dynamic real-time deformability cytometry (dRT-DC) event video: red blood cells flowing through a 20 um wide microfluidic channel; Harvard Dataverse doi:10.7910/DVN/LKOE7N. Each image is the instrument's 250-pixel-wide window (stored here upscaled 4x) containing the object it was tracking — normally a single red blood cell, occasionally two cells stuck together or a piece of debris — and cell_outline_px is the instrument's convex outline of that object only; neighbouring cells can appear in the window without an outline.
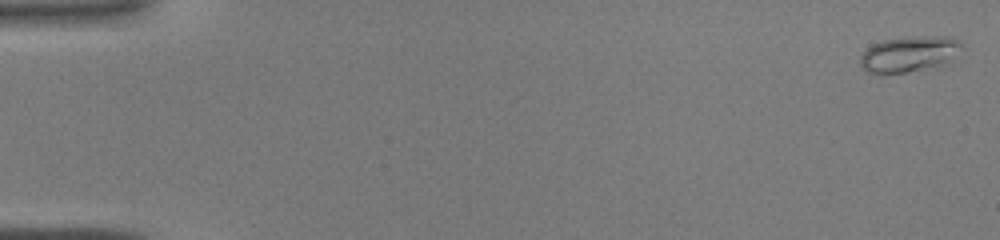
{"species": "common noctule bat (a hibernating species)", "species_latin": "Nyctalus noctula", "temperature_condition": "warm", "stored_images_in_passage": 44, "camera_frame_rate_fps": 3000, "um_per_image_px": 0.085, "animal": {"sex": "male", "body_mass_g": 19.0, "forearm_length_mm": 50.8}, "frame": {"image": 1, "passage_image": 1, "time_ms": 0.0, "image_size_px": [1000, 240], "cell_outline_px": [[964, 44], [952, 60], [940, 64], [908, 72], [868, 72], [860, 68], [860, 56], [872, 44], [884, 40], [924, 36], [952, 36], [960, 40]], "centroid_in_image_um": [77.31, 4.57], "position_along_channel_um": 7.7, "area_um2": 20.81}}
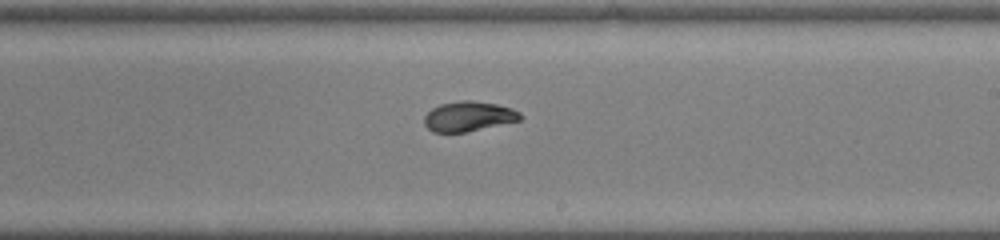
{"frame": {"image": 2, "passage_image": 27, "time_ms": 8.667, "image_size_px": [1000, 240], "cell_outline_px": [[524, 116], [520, 120], [464, 132], [432, 132], [424, 124], [424, 116], [432, 108], [440, 104], [460, 100], [472, 100], [496, 104], [512, 108], [520, 112]], "centroid_in_image_um": [39.82, 9.88], "position_along_channel_um": 249.2, "area_um2": 16.7}}
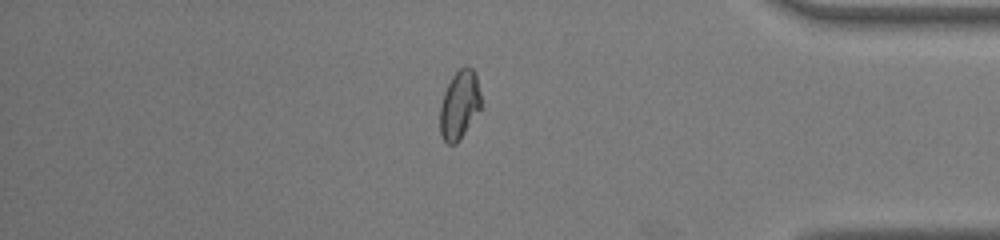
{"frame": {"image": 3, "passage_image": 38, "time_ms": 12.333, "image_size_px": [1000, 240], "cell_outline_px": [[480, 108], [456, 144], [448, 144], [444, 140], [440, 132], [440, 108], [444, 92], [452, 76], [464, 64], [468, 64], [476, 72], [480, 92]], "centroid_in_image_um": [39.05, 8.85], "position_along_channel_um": 396.2, "area_um2": 16.24}}